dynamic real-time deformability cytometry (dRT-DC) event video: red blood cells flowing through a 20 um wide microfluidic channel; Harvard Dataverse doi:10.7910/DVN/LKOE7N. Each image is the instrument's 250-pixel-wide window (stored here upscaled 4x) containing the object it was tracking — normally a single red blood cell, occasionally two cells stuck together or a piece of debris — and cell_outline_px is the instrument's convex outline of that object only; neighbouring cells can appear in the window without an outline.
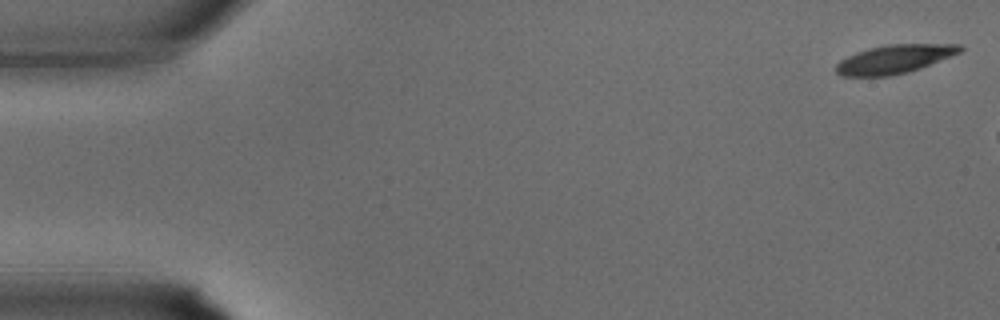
{"species": "common noctule bat (a hibernating species)", "species_latin": "Nyctalus noctula", "temperature_condition": "warm", "stored_images_in_passage": 7, "camera_frame_rate_fps": 3000, "um_per_image_px": 0.085, "animal": {"sex": "male", "body_mass_g": 15.6}, "frame": {"image": 1, "passage_image": 1, "time_ms": 0.0, "image_size_px": [1000, 320], "cell_outline_px": [[964, 48], [960, 52], [952, 56], [920, 68], [908, 72], [888, 76], [840, 76], [836, 72], [836, 64], [840, 60], [856, 52], [868, 48], [888, 44], [964, 44]], "centroid_in_image_um": [76.04, 5.02], "position_along_channel_um": 9.0, "area_um2": 20.75}}